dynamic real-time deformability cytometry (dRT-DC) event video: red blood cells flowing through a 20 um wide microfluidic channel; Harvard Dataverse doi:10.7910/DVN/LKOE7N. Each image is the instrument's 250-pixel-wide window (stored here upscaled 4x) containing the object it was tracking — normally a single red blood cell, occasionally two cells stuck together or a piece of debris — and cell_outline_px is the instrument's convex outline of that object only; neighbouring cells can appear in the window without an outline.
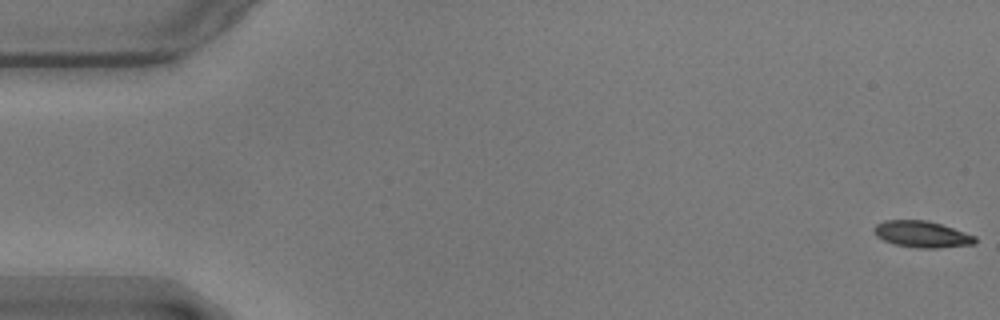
{"species": "common noctule bat (a hibernating species)", "species_latin": "Nyctalus noctula", "temperature_condition": "warm", "stored_images_in_passage": 57, "camera_frame_rate_fps": 3000, "um_per_image_px": 0.085, "animal": {"sex": "male", "body_mass_g": 17.9}, "frame": {"image": 1, "passage_image": 1, "time_ms": 0.0, "image_size_px": [1000, 320], "cell_outline_px": [[976, 244], [936, 248], [916, 248], [896, 244], [884, 240], [876, 236], [872, 228], [876, 224], [884, 220], [924, 220], [940, 224], [976, 236]], "centroid_in_image_um": [78.34, 19.91], "position_along_channel_um": 6.7, "area_um2": 15.49}}
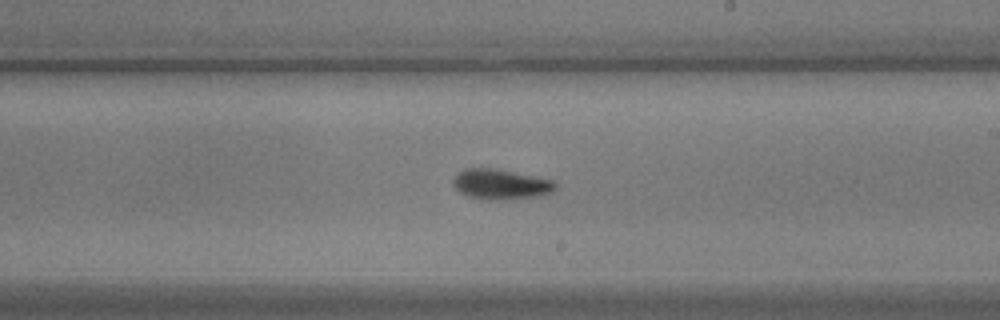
{"frame": {"image": 2, "passage_image": 33, "time_ms": 10.667, "image_size_px": [1000, 320], "cell_outline_px": [[556, 188], [552, 192], [540, 196], [496, 200], [488, 200], [468, 196], [460, 192], [452, 184], [452, 180], [464, 168], [496, 168], [552, 180], [556, 184]], "centroid_in_image_um": [42.55, 15.66], "position_along_channel_um": 246.4, "area_um2": 17.92}}
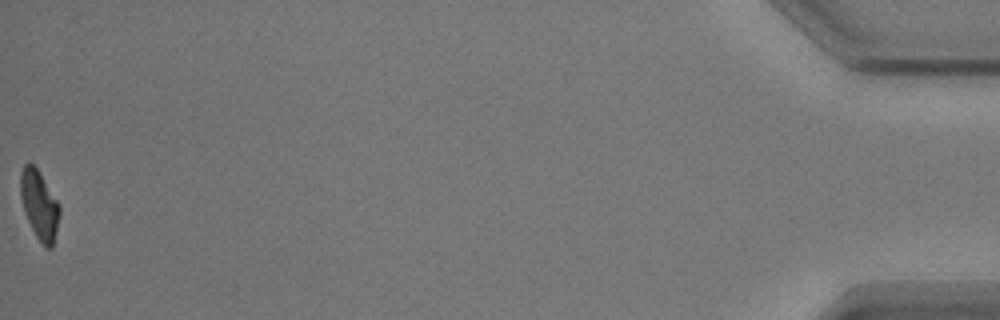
{"frame": {"image": 3, "passage_image": 57, "time_ms": 18.667, "image_size_px": [1000, 320], "cell_outline_px": [[60, 212], [52, 248], [44, 248], [36, 236], [24, 212], [20, 196], [20, 172], [24, 164], [32, 164], [36, 168], [60, 204]], "centroid_in_image_um": [3.33, 17.43], "position_along_channel_um": 431.9, "area_um2": 15.55}, "authors_computed_cell_mechanics": {"area_um2": 16.473, "velocity_mm_per_s": 3.5739, "shape_relaxation_time_tau1_ms": 2.2788, "shape_relaxation_time_tau2_ms": 2.2378, "deformation_change_tau1": 0.1658, "deformation_change_tau2": 0.0942}}